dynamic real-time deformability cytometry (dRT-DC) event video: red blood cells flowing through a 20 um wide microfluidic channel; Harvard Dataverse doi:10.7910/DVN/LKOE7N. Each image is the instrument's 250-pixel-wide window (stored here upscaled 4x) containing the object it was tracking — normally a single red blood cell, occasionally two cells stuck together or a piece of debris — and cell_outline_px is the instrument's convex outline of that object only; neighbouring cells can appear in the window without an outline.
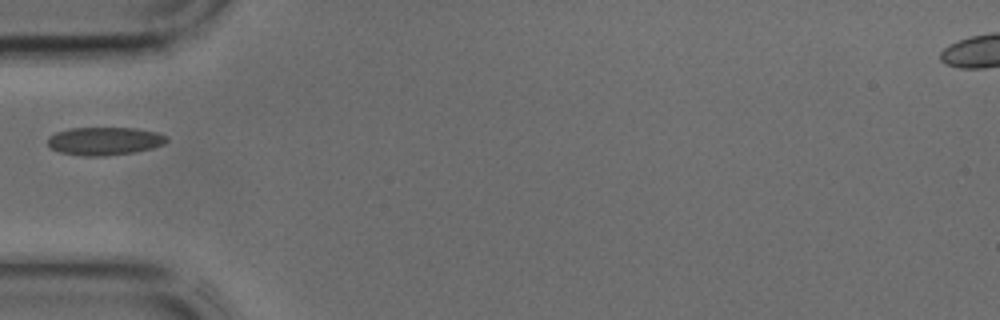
{"species": "common noctule bat (a hibernating species)", "species_latin": "Nyctalus noctula", "temperature_condition": "cold", "stored_images_in_passage": 13, "camera_frame_rate_fps": 3000, "um_per_image_px": 0.085, "animal": {"sex": "male", "body_mass_g": 17.9, "forearm_length_mm": 54.2}, "frame": {"image": 1, "passage_image": 1, "time_ms": 0.0, "image_size_px": [1000, 320], "cell_outline_px": [[168, 140], [164, 144], [152, 148], [136, 152], [104, 156], [84, 156], [60, 152], [48, 148], [48, 136], [56, 132], [72, 128], [136, 128], [156, 132], [168, 136]], "centroid_in_image_um": [8.88, 11.99], "position_along_channel_um": 76.1, "area_um2": 19.59}}